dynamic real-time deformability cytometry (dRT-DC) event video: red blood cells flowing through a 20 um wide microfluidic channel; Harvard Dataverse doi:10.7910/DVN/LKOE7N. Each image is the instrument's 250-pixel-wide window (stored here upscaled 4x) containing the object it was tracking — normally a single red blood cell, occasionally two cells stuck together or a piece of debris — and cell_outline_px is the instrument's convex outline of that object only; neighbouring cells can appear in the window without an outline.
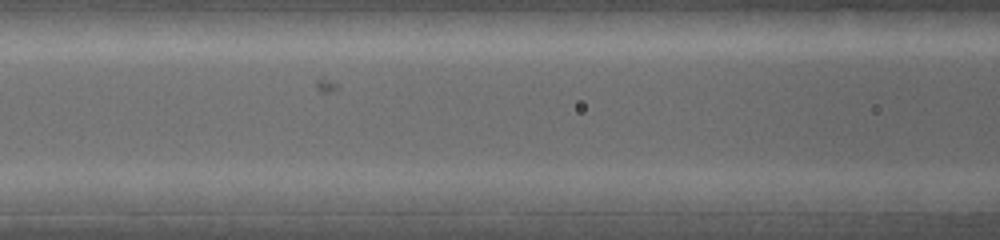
{"species": "common noctule bat (a hibernating species)", "species_latin": "Nyctalus noctula", "temperature_condition": "warm", "stored_images_in_passage": 6, "segment_of_instrument_passage": [2, 2], "camera_frame_rate_fps": 5000, "um_per_image_px": 0.085, "animal": {"sex": "female", "body_mass_g": 19.0, "forearm_length_mm": 53.3}, "frame": {"image": 1, "passage_image": 6, "time_ms": 0.8, "image_size_px": [1000, 240], "cell_outline_px": [[960, 200], [952, 212], [948, 216], [916, 216], [884, 212], [888, 200], [900, 192], [932, 192]], "centroid_in_image_um": [78.31, 17.37], "position_along_channel_um": 88.3, "area_um2": 10.52}}